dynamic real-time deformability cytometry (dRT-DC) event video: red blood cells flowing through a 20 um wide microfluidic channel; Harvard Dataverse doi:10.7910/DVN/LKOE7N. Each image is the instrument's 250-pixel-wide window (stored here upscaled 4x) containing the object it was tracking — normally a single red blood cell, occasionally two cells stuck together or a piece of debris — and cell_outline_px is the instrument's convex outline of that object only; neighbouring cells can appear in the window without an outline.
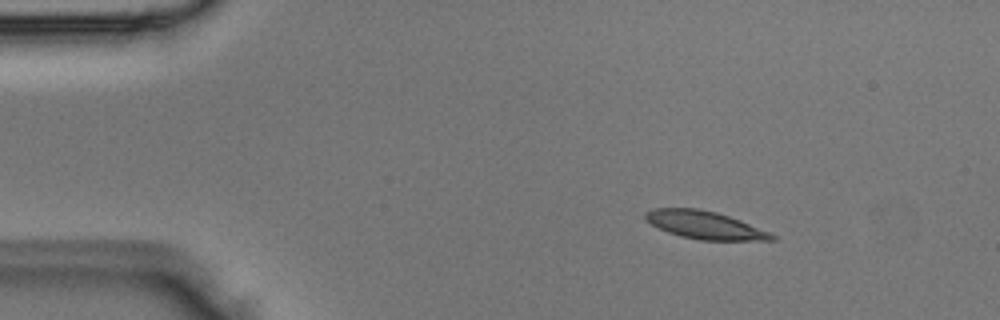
{"species": "Egyptian fruit bat (a non-hibernating species)", "species_latin": "Rousettus aegyptiacus", "temperature_condition": "room temperature", "stored_images_in_passage": 3, "camera_frame_rate_fps": 3000, "um_per_image_px": 0.085, "animal": {"sex": "male"}, "frame": {"image": 1, "passage_image": 2, "time_ms": 0.333, "image_size_px": [1000, 320], "cell_outline_px": [[776, 240], [700, 240], [680, 236], [668, 232], [644, 220], [644, 212], [652, 208], [696, 208], [716, 212], [740, 220], [768, 232], [776, 236]], "centroid_in_image_um": [59.86, 19.12], "position_along_channel_um": 25.1, "area_um2": 20.35}}